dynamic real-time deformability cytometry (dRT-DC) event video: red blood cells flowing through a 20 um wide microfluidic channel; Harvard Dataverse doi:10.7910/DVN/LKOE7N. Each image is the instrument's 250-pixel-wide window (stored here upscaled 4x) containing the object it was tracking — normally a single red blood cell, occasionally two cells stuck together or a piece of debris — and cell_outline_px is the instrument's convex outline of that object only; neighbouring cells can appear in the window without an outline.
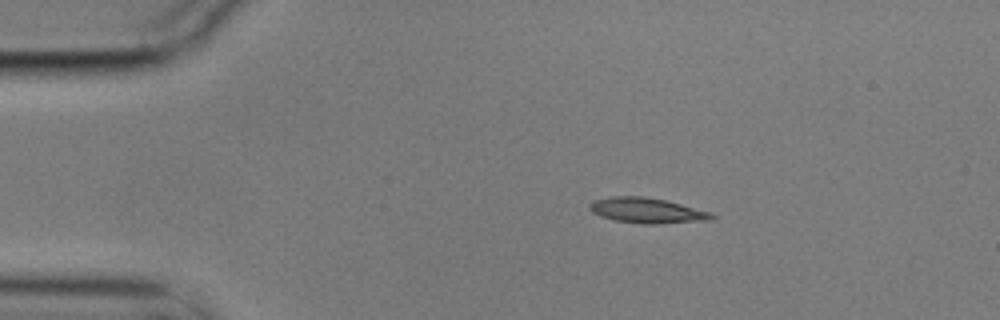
{"species": "common noctule bat (a hibernating species)", "species_latin": "Nyctalus noctula", "temperature_condition": "cold", "stored_images_in_passage": 4, "camera_frame_rate_fps": 3000, "um_per_image_px": 0.085, "animal": {"sex": "male", "body_mass_g": 17.9}, "frame": {"image": 1, "passage_image": 1, "time_ms": 0.0, "image_size_px": [1000, 320], "cell_outline_px": [[716, 216], [712, 220], [656, 224], [640, 224], [612, 220], [600, 216], [592, 212], [588, 208], [588, 204], [592, 200], [612, 196], [640, 196], [664, 200], [712, 212]], "centroid_in_image_um": [54.96, 17.9], "position_along_channel_um": 30.0, "area_um2": 18.21}}
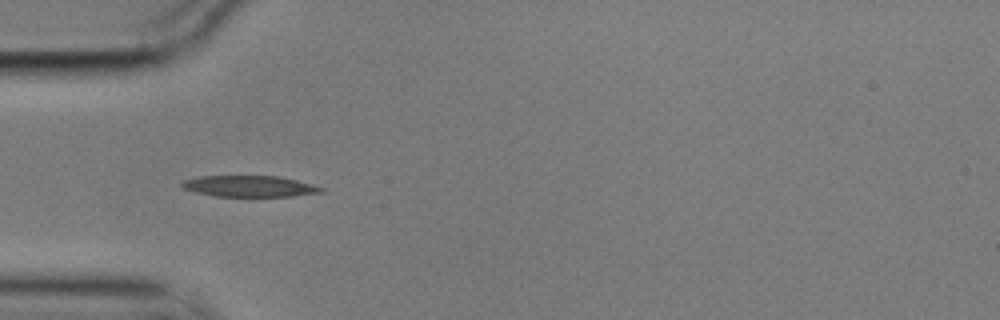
{"frame": {"image": 2, "passage_image": 3, "time_ms": 0.667, "image_size_px": [1000, 320], "cell_outline_px": [[324, 192], [292, 196], [216, 196], [196, 192], [184, 188], [180, 184], [184, 180], [200, 176], [280, 176], [312, 184], [324, 188]], "centroid_in_image_um": [21.23, 15.82], "position_along_channel_um": 63.8, "area_um2": 17.05}}
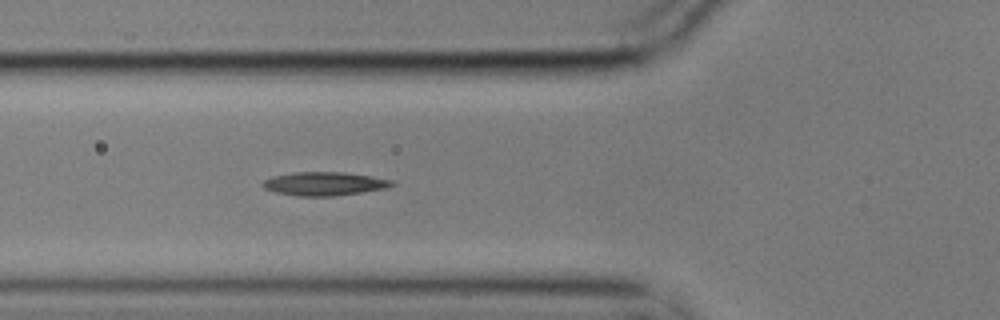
{"frame": {"image": 3, "passage_image": 4, "time_ms": 1.0, "image_size_px": [1000, 320], "cell_outline_px": [[396, 184], [384, 188], [336, 196], [296, 196], [276, 192], [264, 188], [260, 184], [264, 180], [272, 176], [292, 172], [344, 172], [372, 176], [392, 180]], "centroid_in_image_um": [27.53, 15.61], "position_along_channel_um": 98.3, "area_um2": 17.74}}